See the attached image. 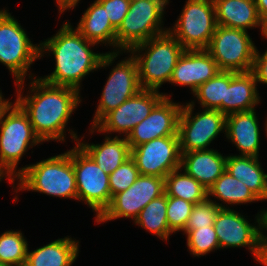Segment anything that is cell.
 Returning <instances> with one entry per match:
<instances>
[{
	"label": "cell",
	"mask_w": 267,
	"mask_h": 266,
	"mask_svg": "<svg viewBox=\"0 0 267 266\" xmlns=\"http://www.w3.org/2000/svg\"><path fill=\"white\" fill-rule=\"evenodd\" d=\"M29 81L28 90L25 89V81L14 84L17 86L15 101L27 113L39 139L42 142H66L67 129L68 135L74 144H77V132L68 129L67 125L72 114L82 103L81 93L71 87L49 84L40 79L39 75ZM24 89L28 91L27 94H24Z\"/></svg>",
	"instance_id": "cell-1"
},
{
	"label": "cell",
	"mask_w": 267,
	"mask_h": 266,
	"mask_svg": "<svg viewBox=\"0 0 267 266\" xmlns=\"http://www.w3.org/2000/svg\"><path fill=\"white\" fill-rule=\"evenodd\" d=\"M62 24L57 33L39 43L40 58L52 54L55 60L53 72L39 78L52 85L77 89L81 93L83 79L99 70L105 53L94 52L91 48L98 45L85 39L69 20Z\"/></svg>",
	"instance_id": "cell-2"
},
{
	"label": "cell",
	"mask_w": 267,
	"mask_h": 266,
	"mask_svg": "<svg viewBox=\"0 0 267 266\" xmlns=\"http://www.w3.org/2000/svg\"><path fill=\"white\" fill-rule=\"evenodd\" d=\"M12 184L13 192H16L14 203L18 202L17 193L20 191L77 200L75 172L68 149L64 153L19 168V176Z\"/></svg>",
	"instance_id": "cell-3"
},
{
	"label": "cell",
	"mask_w": 267,
	"mask_h": 266,
	"mask_svg": "<svg viewBox=\"0 0 267 266\" xmlns=\"http://www.w3.org/2000/svg\"><path fill=\"white\" fill-rule=\"evenodd\" d=\"M9 99L0 110V178L10 185L19 176V162L30 148L42 141L36 135L27 113ZM18 167V168H17Z\"/></svg>",
	"instance_id": "cell-4"
},
{
	"label": "cell",
	"mask_w": 267,
	"mask_h": 266,
	"mask_svg": "<svg viewBox=\"0 0 267 266\" xmlns=\"http://www.w3.org/2000/svg\"><path fill=\"white\" fill-rule=\"evenodd\" d=\"M184 50L168 31L131 48L128 53L136 60L142 89L160 91L169 83Z\"/></svg>",
	"instance_id": "cell-5"
},
{
	"label": "cell",
	"mask_w": 267,
	"mask_h": 266,
	"mask_svg": "<svg viewBox=\"0 0 267 266\" xmlns=\"http://www.w3.org/2000/svg\"><path fill=\"white\" fill-rule=\"evenodd\" d=\"M11 14L6 7L0 9V64L13 75V84H17L37 77L30 67L40 60V44H33L26 29Z\"/></svg>",
	"instance_id": "cell-6"
},
{
	"label": "cell",
	"mask_w": 267,
	"mask_h": 266,
	"mask_svg": "<svg viewBox=\"0 0 267 266\" xmlns=\"http://www.w3.org/2000/svg\"><path fill=\"white\" fill-rule=\"evenodd\" d=\"M127 53L124 59L115 62L120 54ZM116 63L113 64V63ZM114 65V66H112ZM113 68L102 88V93L93 115L90 127H94L107 113L116 109L127 99L135 96L142 90L138 76L136 60L128 52H105L98 69Z\"/></svg>",
	"instance_id": "cell-7"
},
{
	"label": "cell",
	"mask_w": 267,
	"mask_h": 266,
	"mask_svg": "<svg viewBox=\"0 0 267 266\" xmlns=\"http://www.w3.org/2000/svg\"><path fill=\"white\" fill-rule=\"evenodd\" d=\"M169 1L131 0L129 12L116 30L117 52H128L134 46L166 33L168 27L162 25Z\"/></svg>",
	"instance_id": "cell-8"
},
{
	"label": "cell",
	"mask_w": 267,
	"mask_h": 266,
	"mask_svg": "<svg viewBox=\"0 0 267 266\" xmlns=\"http://www.w3.org/2000/svg\"><path fill=\"white\" fill-rule=\"evenodd\" d=\"M168 32L185 50L207 49L216 31L217 21L213 0H186Z\"/></svg>",
	"instance_id": "cell-9"
},
{
	"label": "cell",
	"mask_w": 267,
	"mask_h": 266,
	"mask_svg": "<svg viewBox=\"0 0 267 266\" xmlns=\"http://www.w3.org/2000/svg\"><path fill=\"white\" fill-rule=\"evenodd\" d=\"M68 153L72 156L77 201L87 204L97 219L112 199L109 174H106L78 144L68 150Z\"/></svg>",
	"instance_id": "cell-10"
},
{
	"label": "cell",
	"mask_w": 267,
	"mask_h": 266,
	"mask_svg": "<svg viewBox=\"0 0 267 266\" xmlns=\"http://www.w3.org/2000/svg\"><path fill=\"white\" fill-rule=\"evenodd\" d=\"M194 106L183 103L178 121L180 152L206 150L226 132V115L217 109H203L194 113Z\"/></svg>",
	"instance_id": "cell-11"
},
{
	"label": "cell",
	"mask_w": 267,
	"mask_h": 266,
	"mask_svg": "<svg viewBox=\"0 0 267 266\" xmlns=\"http://www.w3.org/2000/svg\"><path fill=\"white\" fill-rule=\"evenodd\" d=\"M256 48L248 31L217 26L206 50L221 71L247 72L252 70Z\"/></svg>",
	"instance_id": "cell-12"
},
{
	"label": "cell",
	"mask_w": 267,
	"mask_h": 266,
	"mask_svg": "<svg viewBox=\"0 0 267 266\" xmlns=\"http://www.w3.org/2000/svg\"><path fill=\"white\" fill-rule=\"evenodd\" d=\"M246 217V218H245ZM248 216L232 209L221 208L213 224L220 245L224 248L246 247L258 264L262 265L264 250L260 241V215H255L254 223H250Z\"/></svg>",
	"instance_id": "cell-13"
},
{
	"label": "cell",
	"mask_w": 267,
	"mask_h": 266,
	"mask_svg": "<svg viewBox=\"0 0 267 266\" xmlns=\"http://www.w3.org/2000/svg\"><path fill=\"white\" fill-rule=\"evenodd\" d=\"M172 97L157 90L142 89L135 96L124 101L116 109L107 113L94 127L89 128V135L96 132L108 136L127 137L132 129L149 116L154 106L163 98ZM111 134V135H110Z\"/></svg>",
	"instance_id": "cell-14"
},
{
	"label": "cell",
	"mask_w": 267,
	"mask_h": 266,
	"mask_svg": "<svg viewBox=\"0 0 267 266\" xmlns=\"http://www.w3.org/2000/svg\"><path fill=\"white\" fill-rule=\"evenodd\" d=\"M165 178L139 175L125 191L115 194L109 206L95 219L96 224L120 218L136 219L141 210L153 199L165 193Z\"/></svg>",
	"instance_id": "cell-15"
},
{
	"label": "cell",
	"mask_w": 267,
	"mask_h": 266,
	"mask_svg": "<svg viewBox=\"0 0 267 266\" xmlns=\"http://www.w3.org/2000/svg\"><path fill=\"white\" fill-rule=\"evenodd\" d=\"M139 174L165 178L181 167L179 136L153 139L131 149Z\"/></svg>",
	"instance_id": "cell-16"
},
{
	"label": "cell",
	"mask_w": 267,
	"mask_h": 266,
	"mask_svg": "<svg viewBox=\"0 0 267 266\" xmlns=\"http://www.w3.org/2000/svg\"><path fill=\"white\" fill-rule=\"evenodd\" d=\"M172 99L163 97L149 116L132 129L126 137L130 149L156 138L178 136V121L183 104Z\"/></svg>",
	"instance_id": "cell-17"
},
{
	"label": "cell",
	"mask_w": 267,
	"mask_h": 266,
	"mask_svg": "<svg viewBox=\"0 0 267 266\" xmlns=\"http://www.w3.org/2000/svg\"><path fill=\"white\" fill-rule=\"evenodd\" d=\"M220 71L206 49L184 50L177 60L169 83L189 87L193 94L200 85L215 77Z\"/></svg>",
	"instance_id": "cell-18"
},
{
	"label": "cell",
	"mask_w": 267,
	"mask_h": 266,
	"mask_svg": "<svg viewBox=\"0 0 267 266\" xmlns=\"http://www.w3.org/2000/svg\"><path fill=\"white\" fill-rule=\"evenodd\" d=\"M256 109L232 113L226 116V132L228 142L239 151L238 156L259 157L260 132Z\"/></svg>",
	"instance_id": "cell-19"
},
{
	"label": "cell",
	"mask_w": 267,
	"mask_h": 266,
	"mask_svg": "<svg viewBox=\"0 0 267 266\" xmlns=\"http://www.w3.org/2000/svg\"><path fill=\"white\" fill-rule=\"evenodd\" d=\"M218 26L248 29H260L263 38H267V27L261 21L254 0H213Z\"/></svg>",
	"instance_id": "cell-20"
},
{
	"label": "cell",
	"mask_w": 267,
	"mask_h": 266,
	"mask_svg": "<svg viewBox=\"0 0 267 266\" xmlns=\"http://www.w3.org/2000/svg\"><path fill=\"white\" fill-rule=\"evenodd\" d=\"M257 86L252 71H230V84L226 87L225 100H222V113L227 116L255 109L262 98Z\"/></svg>",
	"instance_id": "cell-21"
},
{
	"label": "cell",
	"mask_w": 267,
	"mask_h": 266,
	"mask_svg": "<svg viewBox=\"0 0 267 266\" xmlns=\"http://www.w3.org/2000/svg\"><path fill=\"white\" fill-rule=\"evenodd\" d=\"M226 158L213 148L190 151L181 153V168L208 190L226 170Z\"/></svg>",
	"instance_id": "cell-22"
},
{
	"label": "cell",
	"mask_w": 267,
	"mask_h": 266,
	"mask_svg": "<svg viewBox=\"0 0 267 266\" xmlns=\"http://www.w3.org/2000/svg\"><path fill=\"white\" fill-rule=\"evenodd\" d=\"M77 26L74 27L88 41L111 47L108 52H117L116 29L112 26L104 7L97 1L84 11Z\"/></svg>",
	"instance_id": "cell-23"
},
{
	"label": "cell",
	"mask_w": 267,
	"mask_h": 266,
	"mask_svg": "<svg viewBox=\"0 0 267 266\" xmlns=\"http://www.w3.org/2000/svg\"><path fill=\"white\" fill-rule=\"evenodd\" d=\"M103 143H88L79 137L77 144L106 173L114 172L121 164L131 157V149L126 137L108 136L104 134Z\"/></svg>",
	"instance_id": "cell-24"
},
{
	"label": "cell",
	"mask_w": 267,
	"mask_h": 266,
	"mask_svg": "<svg viewBox=\"0 0 267 266\" xmlns=\"http://www.w3.org/2000/svg\"><path fill=\"white\" fill-rule=\"evenodd\" d=\"M79 243L68 235L32 251L28 247L25 266H72L79 256Z\"/></svg>",
	"instance_id": "cell-25"
},
{
	"label": "cell",
	"mask_w": 267,
	"mask_h": 266,
	"mask_svg": "<svg viewBox=\"0 0 267 266\" xmlns=\"http://www.w3.org/2000/svg\"><path fill=\"white\" fill-rule=\"evenodd\" d=\"M226 170L237 180H241L261 201H267V173L261 166L259 157L229 154Z\"/></svg>",
	"instance_id": "cell-26"
},
{
	"label": "cell",
	"mask_w": 267,
	"mask_h": 266,
	"mask_svg": "<svg viewBox=\"0 0 267 266\" xmlns=\"http://www.w3.org/2000/svg\"><path fill=\"white\" fill-rule=\"evenodd\" d=\"M207 191L208 199L223 209H231L233 205L241 206V204L260 201L241 180L234 178L227 170L222 173ZM227 204L229 206L231 205V207Z\"/></svg>",
	"instance_id": "cell-27"
},
{
	"label": "cell",
	"mask_w": 267,
	"mask_h": 266,
	"mask_svg": "<svg viewBox=\"0 0 267 266\" xmlns=\"http://www.w3.org/2000/svg\"><path fill=\"white\" fill-rule=\"evenodd\" d=\"M167 195L151 200L133 221L135 225L155 235L160 240L168 241L173 232L169 229L167 220Z\"/></svg>",
	"instance_id": "cell-28"
},
{
	"label": "cell",
	"mask_w": 267,
	"mask_h": 266,
	"mask_svg": "<svg viewBox=\"0 0 267 266\" xmlns=\"http://www.w3.org/2000/svg\"><path fill=\"white\" fill-rule=\"evenodd\" d=\"M165 194L197 204L208 198L207 189L181 167L165 177Z\"/></svg>",
	"instance_id": "cell-29"
},
{
	"label": "cell",
	"mask_w": 267,
	"mask_h": 266,
	"mask_svg": "<svg viewBox=\"0 0 267 266\" xmlns=\"http://www.w3.org/2000/svg\"><path fill=\"white\" fill-rule=\"evenodd\" d=\"M229 84L230 71H220L215 77L197 88L192 94L196 99L189 103L196 106L197 101L203 109H217L222 112V100H225L226 87Z\"/></svg>",
	"instance_id": "cell-30"
},
{
	"label": "cell",
	"mask_w": 267,
	"mask_h": 266,
	"mask_svg": "<svg viewBox=\"0 0 267 266\" xmlns=\"http://www.w3.org/2000/svg\"><path fill=\"white\" fill-rule=\"evenodd\" d=\"M28 241L21 230H7L0 235V264L23 266L26 263Z\"/></svg>",
	"instance_id": "cell-31"
},
{
	"label": "cell",
	"mask_w": 267,
	"mask_h": 266,
	"mask_svg": "<svg viewBox=\"0 0 267 266\" xmlns=\"http://www.w3.org/2000/svg\"><path fill=\"white\" fill-rule=\"evenodd\" d=\"M187 248L193 257L208 255L210 252L220 249L214 226L197 228L186 234Z\"/></svg>",
	"instance_id": "cell-32"
},
{
	"label": "cell",
	"mask_w": 267,
	"mask_h": 266,
	"mask_svg": "<svg viewBox=\"0 0 267 266\" xmlns=\"http://www.w3.org/2000/svg\"><path fill=\"white\" fill-rule=\"evenodd\" d=\"M194 204L181 198L167 196V220L173 233L182 232L189 220Z\"/></svg>",
	"instance_id": "cell-33"
},
{
	"label": "cell",
	"mask_w": 267,
	"mask_h": 266,
	"mask_svg": "<svg viewBox=\"0 0 267 266\" xmlns=\"http://www.w3.org/2000/svg\"><path fill=\"white\" fill-rule=\"evenodd\" d=\"M220 209L219 206L208 198L201 203L194 204L187 225L182 231L183 235L197 228L213 226L216 215Z\"/></svg>",
	"instance_id": "cell-34"
},
{
	"label": "cell",
	"mask_w": 267,
	"mask_h": 266,
	"mask_svg": "<svg viewBox=\"0 0 267 266\" xmlns=\"http://www.w3.org/2000/svg\"><path fill=\"white\" fill-rule=\"evenodd\" d=\"M139 175L135 161L131 157L128 158L114 172L109 174L111 197L128 189Z\"/></svg>",
	"instance_id": "cell-35"
},
{
	"label": "cell",
	"mask_w": 267,
	"mask_h": 266,
	"mask_svg": "<svg viewBox=\"0 0 267 266\" xmlns=\"http://www.w3.org/2000/svg\"><path fill=\"white\" fill-rule=\"evenodd\" d=\"M105 9L112 26L117 30L129 12L131 0H97Z\"/></svg>",
	"instance_id": "cell-36"
},
{
	"label": "cell",
	"mask_w": 267,
	"mask_h": 266,
	"mask_svg": "<svg viewBox=\"0 0 267 266\" xmlns=\"http://www.w3.org/2000/svg\"><path fill=\"white\" fill-rule=\"evenodd\" d=\"M265 40H267V38H265ZM251 71L255 76L257 84L267 85V48L262 54L256 48Z\"/></svg>",
	"instance_id": "cell-37"
},
{
	"label": "cell",
	"mask_w": 267,
	"mask_h": 266,
	"mask_svg": "<svg viewBox=\"0 0 267 266\" xmlns=\"http://www.w3.org/2000/svg\"><path fill=\"white\" fill-rule=\"evenodd\" d=\"M260 215V241L264 252H267V208L259 211ZM264 231V232H263Z\"/></svg>",
	"instance_id": "cell-38"
},
{
	"label": "cell",
	"mask_w": 267,
	"mask_h": 266,
	"mask_svg": "<svg viewBox=\"0 0 267 266\" xmlns=\"http://www.w3.org/2000/svg\"><path fill=\"white\" fill-rule=\"evenodd\" d=\"M56 2V7L59 12V15L62 16V14L68 10H73L75 9L80 3L81 0H55Z\"/></svg>",
	"instance_id": "cell-39"
},
{
	"label": "cell",
	"mask_w": 267,
	"mask_h": 266,
	"mask_svg": "<svg viewBox=\"0 0 267 266\" xmlns=\"http://www.w3.org/2000/svg\"><path fill=\"white\" fill-rule=\"evenodd\" d=\"M254 2L261 21L267 27V0H254Z\"/></svg>",
	"instance_id": "cell-40"
},
{
	"label": "cell",
	"mask_w": 267,
	"mask_h": 266,
	"mask_svg": "<svg viewBox=\"0 0 267 266\" xmlns=\"http://www.w3.org/2000/svg\"><path fill=\"white\" fill-rule=\"evenodd\" d=\"M9 99H0V110Z\"/></svg>",
	"instance_id": "cell-41"
},
{
	"label": "cell",
	"mask_w": 267,
	"mask_h": 266,
	"mask_svg": "<svg viewBox=\"0 0 267 266\" xmlns=\"http://www.w3.org/2000/svg\"><path fill=\"white\" fill-rule=\"evenodd\" d=\"M262 266H267V252H265L264 254V260H263Z\"/></svg>",
	"instance_id": "cell-42"
},
{
	"label": "cell",
	"mask_w": 267,
	"mask_h": 266,
	"mask_svg": "<svg viewBox=\"0 0 267 266\" xmlns=\"http://www.w3.org/2000/svg\"><path fill=\"white\" fill-rule=\"evenodd\" d=\"M264 125H265V126H264V127H265V129H264V130H265V133H266V135H265V136L267 137V119L265 120V123H264Z\"/></svg>",
	"instance_id": "cell-43"
},
{
	"label": "cell",
	"mask_w": 267,
	"mask_h": 266,
	"mask_svg": "<svg viewBox=\"0 0 267 266\" xmlns=\"http://www.w3.org/2000/svg\"><path fill=\"white\" fill-rule=\"evenodd\" d=\"M2 94H3V93H2V90H1V88H0V99H5L4 96H3Z\"/></svg>",
	"instance_id": "cell-44"
}]
</instances>
